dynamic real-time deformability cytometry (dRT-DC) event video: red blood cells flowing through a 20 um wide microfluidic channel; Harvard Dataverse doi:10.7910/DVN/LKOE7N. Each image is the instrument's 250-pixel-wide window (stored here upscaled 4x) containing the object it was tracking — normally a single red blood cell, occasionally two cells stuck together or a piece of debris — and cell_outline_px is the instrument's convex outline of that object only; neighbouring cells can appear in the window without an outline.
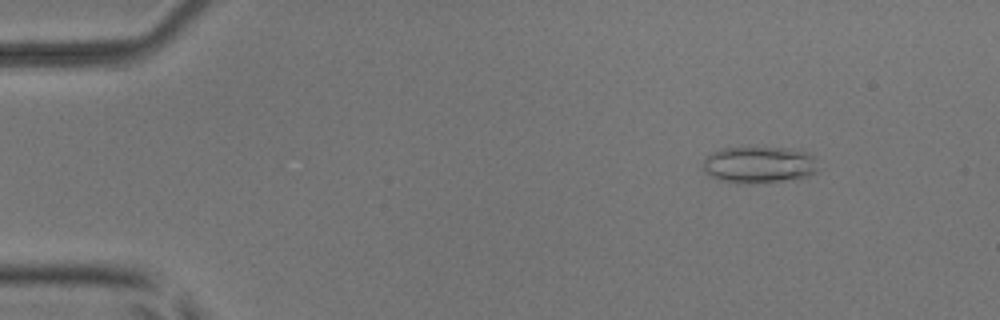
{"species": "common noctule bat (a hibernating species)", "species_latin": "Nyctalus noctula", "temperature_condition": "room temperature", "stored_images_in_passage": 48, "camera_frame_rate_fps": 3000, "um_per_image_px": 0.085, "animal": {"sex": "male", "body_mass_g": 17.9, "forearm_length_mm": 54.2}, "frame": {"image": 1, "passage_image": 7, "time_ms": 2.0, "image_size_px": [1000, 320], "cell_outline_px": [[820, 168], [816, 172], [800, 180], [744, 184], [736, 184], [720, 180], [704, 172], [704, 160], [712, 152], [720, 148], [744, 144], [756, 144], [800, 148], [808, 152], [812, 156]], "centroid_in_image_um": [64.58, 13.94], "position_along_channel_um": 20.4, "area_um2": 26.53}}
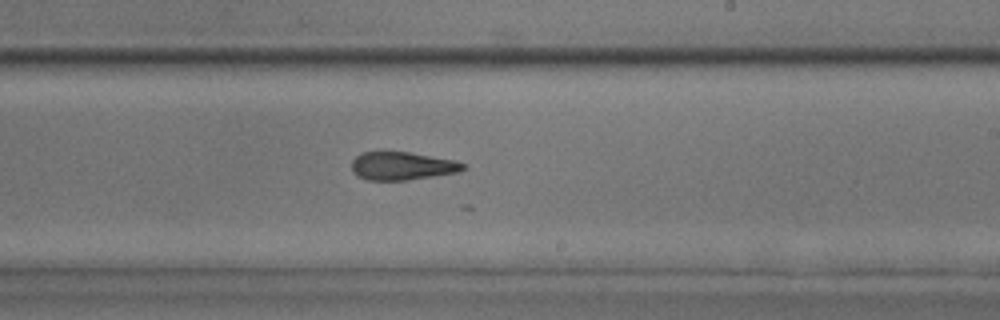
{"frame": {"image": 2, "passage_image": 32, "time_ms": 10.333, "image_size_px": [1000, 320], "cell_outline_px": [[468, 168], [460, 172], [408, 180], [368, 180], [356, 176], [352, 172], [352, 160], [360, 152], [408, 152], [456, 160], [468, 164]], "centroid_in_image_um": [34.23, 14.11], "position_along_channel_um": 254.8, "area_um2": 18.55}}
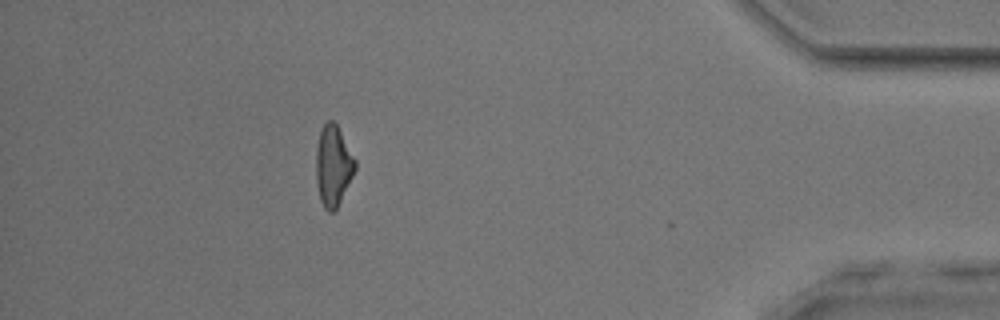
{"frame": {"image": 3, "passage_image": 47, "time_ms": 15.333, "image_size_px": [1000, 320], "cell_outline_px": [[356, 168], [336, 208], [332, 212], [328, 212], [324, 208], [320, 200], [316, 180], [316, 148], [320, 132], [324, 124], [328, 120], [332, 120], [336, 124], [356, 160]], "centroid_in_image_um": [28.3, 14.08], "position_along_channel_um": 406.9, "area_um2": 18.03}, "authors_computed_cell_mechanics": {"area_um2": 19.4497, "velocity_mm_per_s": 3.9941, "shape_relaxation_time_tau1_ms": null, "shape_relaxation_time_tau2_ms": 2.7332, "deformation_change_tau1": null, "deformation_change_tau2": 0.1235}}